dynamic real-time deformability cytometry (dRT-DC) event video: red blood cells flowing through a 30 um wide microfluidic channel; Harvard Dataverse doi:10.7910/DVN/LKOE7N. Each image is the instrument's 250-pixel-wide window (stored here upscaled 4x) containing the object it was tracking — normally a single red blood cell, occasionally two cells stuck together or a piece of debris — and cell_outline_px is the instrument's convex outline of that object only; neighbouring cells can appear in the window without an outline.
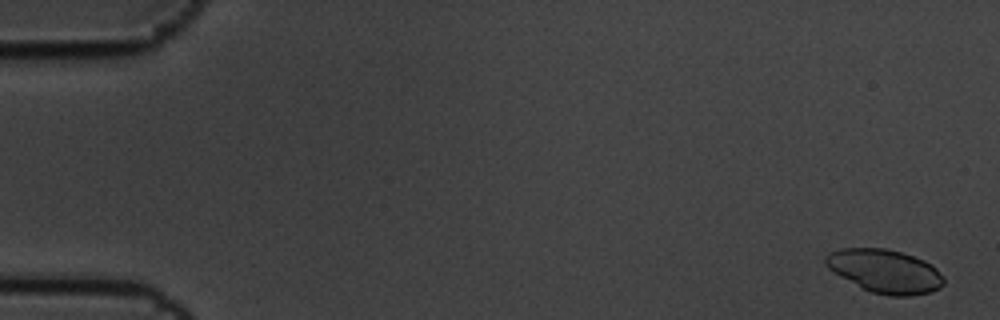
{"species": "common noctule bat (a hibernating species)", "species_latin": "Nyctalus noctula", "temperature_condition": "cold", "stored_images_in_passage": 6, "camera_frame_rate_fps": 3000, "um_per_image_px": 0.085, "animal": {"sex": "male", "body_mass_g": 19.5, "forearm_length_mm": 54.6}, "frame": {"image": 1, "passage_image": 1, "time_ms": 0.0, "image_size_px": [1000, 320], "cell_outline_px": [[944, 284], [940, 288], [932, 292], [908, 296], [888, 296], [872, 292], [840, 276], [828, 268], [824, 264], [824, 256], [828, 252], [840, 248], [884, 248], [900, 252], [924, 260], [932, 264], [944, 276]], "centroid_in_image_um": [75.23, 23.04], "position_along_channel_um": 9.8, "area_um2": 30.0}}